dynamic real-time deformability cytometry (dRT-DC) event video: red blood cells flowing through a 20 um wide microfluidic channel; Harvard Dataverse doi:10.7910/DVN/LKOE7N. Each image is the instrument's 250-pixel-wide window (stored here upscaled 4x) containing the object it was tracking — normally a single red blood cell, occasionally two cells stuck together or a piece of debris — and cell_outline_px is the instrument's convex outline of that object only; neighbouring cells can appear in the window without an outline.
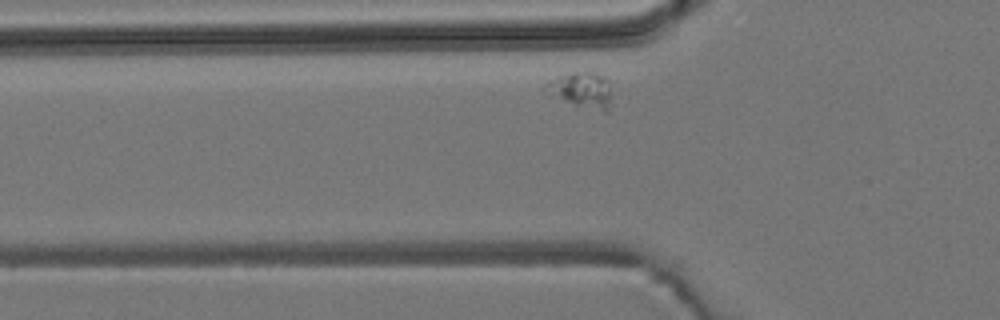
{"species": "common noctule bat (a hibernating species)", "species_latin": "Nyctalus noctula", "temperature_condition": "room temperature", "stored_images_in_passage": 5, "camera_frame_rate_fps": 3000, "um_per_image_px": 0.085, "animal": {"sex": "male", "body_mass_g": 19.2, "forearm_length_mm": 51.8}, "frame": {"image": 1, "passage_image": 5, "time_ms": 5.333, "image_size_px": [1000, 320], "cell_outline_px": [[612, 104], [608, 112], [604, 112], [548, 96], [540, 88], [544, 84], [560, 76], [572, 72], [600, 72], [608, 80]], "centroid_in_image_um": [49.42, 7.64], "position_along_channel_um": 76.4, "area_um2": 13.99}}